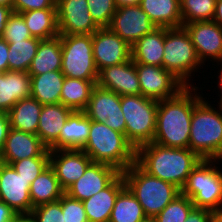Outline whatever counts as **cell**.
I'll list each match as a JSON object with an SVG mask.
<instances>
[{
	"label": "cell",
	"instance_id": "obj_11",
	"mask_svg": "<svg viewBox=\"0 0 222 222\" xmlns=\"http://www.w3.org/2000/svg\"><path fill=\"white\" fill-rule=\"evenodd\" d=\"M140 94L157 101L174 97L185 86L164 67L136 63Z\"/></svg>",
	"mask_w": 222,
	"mask_h": 222
},
{
	"label": "cell",
	"instance_id": "obj_30",
	"mask_svg": "<svg viewBox=\"0 0 222 222\" xmlns=\"http://www.w3.org/2000/svg\"><path fill=\"white\" fill-rule=\"evenodd\" d=\"M65 191L60 186L54 169L49 165L30 184L32 206L58 201Z\"/></svg>",
	"mask_w": 222,
	"mask_h": 222
},
{
	"label": "cell",
	"instance_id": "obj_5",
	"mask_svg": "<svg viewBox=\"0 0 222 222\" xmlns=\"http://www.w3.org/2000/svg\"><path fill=\"white\" fill-rule=\"evenodd\" d=\"M121 173L147 217H155L181 194L177 186L149 175L136 162Z\"/></svg>",
	"mask_w": 222,
	"mask_h": 222
},
{
	"label": "cell",
	"instance_id": "obj_34",
	"mask_svg": "<svg viewBox=\"0 0 222 222\" xmlns=\"http://www.w3.org/2000/svg\"><path fill=\"white\" fill-rule=\"evenodd\" d=\"M146 217L141 204L125 187L116 198L109 222H141Z\"/></svg>",
	"mask_w": 222,
	"mask_h": 222
},
{
	"label": "cell",
	"instance_id": "obj_13",
	"mask_svg": "<svg viewBox=\"0 0 222 222\" xmlns=\"http://www.w3.org/2000/svg\"><path fill=\"white\" fill-rule=\"evenodd\" d=\"M0 200L19 216H28L32 209L30 182L18 174L12 165L0 162Z\"/></svg>",
	"mask_w": 222,
	"mask_h": 222
},
{
	"label": "cell",
	"instance_id": "obj_35",
	"mask_svg": "<svg viewBox=\"0 0 222 222\" xmlns=\"http://www.w3.org/2000/svg\"><path fill=\"white\" fill-rule=\"evenodd\" d=\"M215 6L216 0H180L183 24L212 20Z\"/></svg>",
	"mask_w": 222,
	"mask_h": 222
},
{
	"label": "cell",
	"instance_id": "obj_12",
	"mask_svg": "<svg viewBox=\"0 0 222 222\" xmlns=\"http://www.w3.org/2000/svg\"><path fill=\"white\" fill-rule=\"evenodd\" d=\"M92 50L99 72L131 60V46L108 27L99 28L92 34Z\"/></svg>",
	"mask_w": 222,
	"mask_h": 222
},
{
	"label": "cell",
	"instance_id": "obj_46",
	"mask_svg": "<svg viewBox=\"0 0 222 222\" xmlns=\"http://www.w3.org/2000/svg\"><path fill=\"white\" fill-rule=\"evenodd\" d=\"M9 71L8 42L0 37V73Z\"/></svg>",
	"mask_w": 222,
	"mask_h": 222
},
{
	"label": "cell",
	"instance_id": "obj_41",
	"mask_svg": "<svg viewBox=\"0 0 222 222\" xmlns=\"http://www.w3.org/2000/svg\"><path fill=\"white\" fill-rule=\"evenodd\" d=\"M61 210L65 222H88L83 202L66 193L61 197Z\"/></svg>",
	"mask_w": 222,
	"mask_h": 222
},
{
	"label": "cell",
	"instance_id": "obj_36",
	"mask_svg": "<svg viewBox=\"0 0 222 222\" xmlns=\"http://www.w3.org/2000/svg\"><path fill=\"white\" fill-rule=\"evenodd\" d=\"M193 208L191 199L180 194L154 218L157 222H185Z\"/></svg>",
	"mask_w": 222,
	"mask_h": 222
},
{
	"label": "cell",
	"instance_id": "obj_49",
	"mask_svg": "<svg viewBox=\"0 0 222 222\" xmlns=\"http://www.w3.org/2000/svg\"><path fill=\"white\" fill-rule=\"evenodd\" d=\"M117 8L140 5L141 0H115Z\"/></svg>",
	"mask_w": 222,
	"mask_h": 222
},
{
	"label": "cell",
	"instance_id": "obj_52",
	"mask_svg": "<svg viewBox=\"0 0 222 222\" xmlns=\"http://www.w3.org/2000/svg\"><path fill=\"white\" fill-rule=\"evenodd\" d=\"M0 5L13 9V0H0Z\"/></svg>",
	"mask_w": 222,
	"mask_h": 222
},
{
	"label": "cell",
	"instance_id": "obj_7",
	"mask_svg": "<svg viewBox=\"0 0 222 222\" xmlns=\"http://www.w3.org/2000/svg\"><path fill=\"white\" fill-rule=\"evenodd\" d=\"M220 161L201 160L188 176L181 194L189 197L194 207L222 210V170L216 166Z\"/></svg>",
	"mask_w": 222,
	"mask_h": 222
},
{
	"label": "cell",
	"instance_id": "obj_32",
	"mask_svg": "<svg viewBox=\"0 0 222 222\" xmlns=\"http://www.w3.org/2000/svg\"><path fill=\"white\" fill-rule=\"evenodd\" d=\"M96 85L97 81L65 77L60 103L73 111H84Z\"/></svg>",
	"mask_w": 222,
	"mask_h": 222
},
{
	"label": "cell",
	"instance_id": "obj_24",
	"mask_svg": "<svg viewBox=\"0 0 222 222\" xmlns=\"http://www.w3.org/2000/svg\"><path fill=\"white\" fill-rule=\"evenodd\" d=\"M164 54V27H157L131 46L134 63L162 67Z\"/></svg>",
	"mask_w": 222,
	"mask_h": 222
},
{
	"label": "cell",
	"instance_id": "obj_43",
	"mask_svg": "<svg viewBox=\"0 0 222 222\" xmlns=\"http://www.w3.org/2000/svg\"><path fill=\"white\" fill-rule=\"evenodd\" d=\"M212 217V210L194 207L188 214V217L185 222H211Z\"/></svg>",
	"mask_w": 222,
	"mask_h": 222
},
{
	"label": "cell",
	"instance_id": "obj_25",
	"mask_svg": "<svg viewBox=\"0 0 222 222\" xmlns=\"http://www.w3.org/2000/svg\"><path fill=\"white\" fill-rule=\"evenodd\" d=\"M91 119L84 111H73L60 131V150H81L90 133Z\"/></svg>",
	"mask_w": 222,
	"mask_h": 222
},
{
	"label": "cell",
	"instance_id": "obj_45",
	"mask_svg": "<svg viewBox=\"0 0 222 222\" xmlns=\"http://www.w3.org/2000/svg\"><path fill=\"white\" fill-rule=\"evenodd\" d=\"M20 216L6 203L0 201V222H15Z\"/></svg>",
	"mask_w": 222,
	"mask_h": 222
},
{
	"label": "cell",
	"instance_id": "obj_47",
	"mask_svg": "<svg viewBox=\"0 0 222 222\" xmlns=\"http://www.w3.org/2000/svg\"><path fill=\"white\" fill-rule=\"evenodd\" d=\"M12 12V8L0 5V37L2 36L5 25L7 24L8 18Z\"/></svg>",
	"mask_w": 222,
	"mask_h": 222
},
{
	"label": "cell",
	"instance_id": "obj_54",
	"mask_svg": "<svg viewBox=\"0 0 222 222\" xmlns=\"http://www.w3.org/2000/svg\"><path fill=\"white\" fill-rule=\"evenodd\" d=\"M141 222H157L154 217H146L144 220Z\"/></svg>",
	"mask_w": 222,
	"mask_h": 222
},
{
	"label": "cell",
	"instance_id": "obj_17",
	"mask_svg": "<svg viewBox=\"0 0 222 222\" xmlns=\"http://www.w3.org/2000/svg\"><path fill=\"white\" fill-rule=\"evenodd\" d=\"M120 174L121 172L111 165L92 162L65 193L83 201L108 187Z\"/></svg>",
	"mask_w": 222,
	"mask_h": 222
},
{
	"label": "cell",
	"instance_id": "obj_42",
	"mask_svg": "<svg viewBox=\"0 0 222 222\" xmlns=\"http://www.w3.org/2000/svg\"><path fill=\"white\" fill-rule=\"evenodd\" d=\"M46 8H56V0H13V12L16 13Z\"/></svg>",
	"mask_w": 222,
	"mask_h": 222
},
{
	"label": "cell",
	"instance_id": "obj_37",
	"mask_svg": "<svg viewBox=\"0 0 222 222\" xmlns=\"http://www.w3.org/2000/svg\"><path fill=\"white\" fill-rule=\"evenodd\" d=\"M18 174L30 184L50 165V156H38L23 159L11 164Z\"/></svg>",
	"mask_w": 222,
	"mask_h": 222
},
{
	"label": "cell",
	"instance_id": "obj_40",
	"mask_svg": "<svg viewBox=\"0 0 222 222\" xmlns=\"http://www.w3.org/2000/svg\"><path fill=\"white\" fill-rule=\"evenodd\" d=\"M5 41H24L32 37L20 13L12 12L1 36Z\"/></svg>",
	"mask_w": 222,
	"mask_h": 222
},
{
	"label": "cell",
	"instance_id": "obj_10",
	"mask_svg": "<svg viewBox=\"0 0 222 222\" xmlns=\"http://www.w3.org/2000/svg\"><path fill=\"white\" fill-rule=\"evenodd\" d=\"M93 121L103 123L126 137V121L121 110V96L96 85L84 110Z\"/></svg>",
	"mask_w": 222,
	"mask_h": 222
},
{
	"label": "cell",
	"instance_id": "obj_16",
	"mask_svg": "<svg viewBox=\"0 0 222 222\" xmlns=\"http://www.w3.org/2000/svg\"><path fill=\"white\" fill-rule=\"evenodd\" d=\"M108 28L132 46L157 26L140 5H135L117 8Z\"/></svg>",
	"mask_w": 222,
	"mask_h": 222
},
{
	"label": "cell",
	"instance_id": "obj_1",
	"mask_svg": "<svg viewBox=\"0 0 222 222\" xmlns=\"http://www.w3.org/2000/svg\"><path fill=\"white\" fill-rule=\"evenodd\" d=\"M198 88L184 87L174 97L158 101L153 143L172 148H189L193 108L203 98Z\"/></svg>",
	"mask_w": 222,
	"mask_h": 222
},
{
	"label": "cell",
	"instance_id": "obj_4",
	"mask_svg": "<svg viewBox=\"0 0 222 222\" xmlns=\"http://www.w3.org/2000/svg\"><path fill=\"white\" fill-rule=\"evenodd\" d=\"M81 150L93 162L111 165L120 172L136 162V150L124 134L93 120L87 142Z\"/></svg>",
	"mask_w": 222,
	"mask_h": 222
},
{
	"label": "cell",
	"instance_id": "obj_50",
	"mask_svg": "<svg viewBox=\"0 0 222 222\" xmlns=\"http://www.w3.org/2000/svg\"><path fill=\"white\" fill-rule=\"evenodd\" d=\"M220 65H221V66H220V69H221V70L218 71V72H219V73H218L219 75H218V81H217L216 84H217V85L219 86V88H220V90H219L220 92H219V93H220V95H221V96H220V95L218 94V96H219V98H220V101H218V102H219V103H218V104H219L218 106H219L220 108H222V62H221ZM218 83H219V84H218Z\"/></svg>",
	"mask_w": 222,
	"mask_h": 222
},
{
	"label": "cell",
	"instance_id": "obj_20",
	"mask_svg": "<svg viewBox=\"0 0 222 222\" xmlns=\"http://www.w3.org/2000/svg\"><path fill=\"white\" fill-rule=\"evenodd\" d=\"M97 85L120 96L140 95L136 63L131 59L119 65L103 68L99 72Z\"/></svg>",
	"mask_w": 222,
	"mask_h": 222
},
{
	"label": "cell",
	"instance_id": "obj_22",
	"mask_svg": "<svg viewBox=\"0 0 222 222\" xmlns=\"http://www.w3.org/2000/svg\"><path fill=\"white\" fill-rule=\"evenodd\" d=\"M125 187L121 173L108 187L83 200L88 222H109L116 198Z\"/></svg>",
	"mask_w": 222,
	"mask_h": 222
},
{
	"label": "cell",
	"instance_id": "obj_9",
	"mask_svg": "<svg viewBox=\"0 0 222 222\" xmlns=\"http://www.w3.org/2000/svg\"><path fill=\"white\" fill-rule=\"evenodd\" d=\"M62 66L65 77L98 81L99 71L96 68L92 34L61 35Z\"/></svg>",
	"mask_w": 222,
	"mask_h": 222
},
{
	"label": "cell",
	"instance_id": "obj_21",
	"mask_svg": "<svg viewBox=\"0 0 222 222\" xmlns=\"http://www.w3.org/2000/svg\"><path fill=\"white\" fill-rule=\"evenodd\" d=\"M72 112L61 103L43 105L37 136L49 150H60V131Z\"/></svg>",
	"mask_w": 222,
	"mask_h": 222
},
{
	"label": "cell",
	"instance_id": "obj_27",
	"mask_svg": "<svg viewBox=\"0 0 222 222\" xmlns=\"http://www.w3.org/2000/svg\"><path fill=\"white\" fill-rule=\"evenodd\" d=\"M141 9L157 27H182L180 0H141Z\"/></svg>",
	"mask_w": 222,
	"mask_h": 222
},
{
	"label": "cell",
	"instance_id": "obj_48",
	"mask_svg": "<svg viewBox=\"0 0 222 222\" xmlns=\"http://www.w3.org/2000/svg\"><path fill=\"white\" fill-rule=\"evenodd\" d=\"M212 20L222 27V0H216L215 14Z\"/></svg>",
	"mask_w": 222,
	"mask_h": 222
},
{
	"label": "cell",
	"instance_id": "obj_44",
	"mask_svg": "<svg viewBox=\"0 0 222 222\" xmlns=\"http://www.w3.org/2000/svg\"><path fill=\"white\" fill-rule=\"evenodd\" d=\"M10 128L8 113L0 111V153L3 150Z\"/></svg>",
	"mask_w": 222,
	"mask_h": 222
},
{
	"label": "cell",
	"instance_id": "obj_26",
	"mask_svg": "<svg viewBox=\"0 0 222 222\" xmlns=\"http://www.w3.org/2000/svg\"><path fill=\"white\" fill-rule=\"evenodd\" d=\"M62 46L61 35L40 41L37 53L29 67L30 76L41 75L50 71L61 70Z\"/></svg>",
	"mask_w": 222,
	"mask_h": 222
},
{
	"label": "cell",
	"instance_id": "obj_14",
	"mask_svg": "<svg viewBox=\"0 0 222 222\" xmlns=\"http://www.w3.org/2000/svg\"><path fill=\"white\" fill-rule=\"evenodd\" d=\"M202 64L206 60L222 62V27L215 21H198L183 24ZM205 62V63H204ZM220 62V63H219Z\"/></svg>",
	"mask_w": 222,
	"mask_h": 222
},
{
	"label": "cell",
	"instance_id": "obj_39",
	"mask_svg": "<svg viewBox=\"0 0 222 222\" xmlns=\"http://www.w3.org/2000/svg\"><path fill=\"white\" fill-rule=\"evenodd\" d=\"M27 217L31 222H65L61 210V198L56 202L34 207Z\"/></svg>",
	"mask_w": 222,
	"mask_h": 222
},
{
	"label": "cell",
	"instance_id": "obj_18",
	"mask_svg": "<svg viewBox=\"0 0 222 222\" xmlns=\"http://www.w3.org/2000/svg\"><path fill=\"white\" fill-rule=\"evenodd\" d=\"M92 162L83 150H50V166L64 191L85 173Z\"/></svg>",
	"mask_w": 222,
	"mask_h": 222
},
{
	"label": "cell",
	"instance_id": "obj_2",
	"mask_svg": "<svg viewBox=\"0 0 222 222\" xmlns=\"http://www.w3.org/2000/svg\"><path fill=\"white\" fill-rule=\"evenodd\" d=\"M201 160L189 148H172L153 142L136 150V163L145 172L177 186L180 190Z\"/></svg>",
	"mask_w": 222,
	"mask_h": 222
},
{
	"label": "cell",
	"instance_id": "obj_19",
	"mask_svg": "<svg viewBox=\"0 0 222 222\" xmlns=\"http://www.w3.org/2000/svg\"><path fill=\"white\" fill-rule=\"evenodd\" d=\"M38 156H50V150L40 138L36 134L10 128L0 153V162L11 165L13 162Z\"/></svg>",
	"mask_w": 222,
	"mask_h": 222
},
{
	"label": "cell",
	"instance_id": "obj_15",
	"mask_svg": "<svg viewBox=\"0 0 222 222\" xmlns=\"http://www.w3.org/2000/svg\"><path fill=\"white\" fill-rule=\"evenodd\" d=\"M60 35L93 34L100 27L92 19L87 0H56Z\"/></svg>",
	"mask_w": 222,
	"mask_h": 222
},
{
	"label": "cell",
	"instance_id": "obj_29",
	"mask_svg": "<svg viewBox=\"0 0 222 222\" xmlns=\"http://www.w3.org/2000/svg\"><path fill=\"white\" fill-rule=\"evenodd\" d=\"M64 79L61 70L31 76V97L42 105L60 103Z\"/></svg>",
	"mask_w": 222,
	"mask_h": 222
},
{
	"label": "cell",
	"instance_id": "obj_8",
	"mask_svg": "<svg viewBox=\"0 0 222 222\" xmlns=\"http://www.w3.org/2000/svg\"><path fill=\"white\" fill-rule=\"evenodd\" d=\"M126 121V139L137 150L154 139L158 101L140 95L121 96Z\"/></svg>",
	"mask_w": 222,
	"mask_h": 222
},
{
	"label": "cell",
	"instance_id": "obj_23",
	"mask_svg": "<svg viewBox=\"0 0 222 222\" xmlns=\"http://www.w3.org/2000/svg\"><path fill=\"white\" fill-rule=\"evenodd\" d=\"M31 97V76L28 72L0 73V111L8 112L17 101Z\"/></svg>",
	"mask_w": 222,
	"mask_h": 222
},
{
	"label": "cell",
	"instance_id": "obj_3",
	"mask_svg": "<svg viewBox=\"0 0 222 222\" xmlns=\"http://www.w3.org/2000/svg\"><path fill=\"white\" fill-rule=\"evenodd\" d=\"M208 102L202 98L193 108L189 149L202 160H222V108Z\"/></svg>",
	"mask_w": 222,
	"mask_h": 222
},
{
	"label": "cell",
	"instance_id": "obj_53",
	"mask_svg": "<svg viewBox=\"0 0 222 222\" xmlns=\"http://www.w3.org/2000/svg\"><path fill=\"white\" fill-rule=\"evenodd\" d=\"M15 222H31L27 216H20Z\"/></svg>",
	"mask_w": 222,
	"mask_h": 222
},
{
	"label": "cell",
	"instance_id": "obj_6",
	"mask_svg": "<svg viewBox=\"0 0 222 222\" xmlns=\"http://www.w3.org/2000/svg\"><path fill=\"white\" fill-rule=\"evenodd\" d=\"M204 66L199 60L191 38L182 27H164V54L162 67L169 71L185 87L194 86L190 81L192 73Z\"/></svg>",
	"mask_w": 222,
	"mask_h": 222
},
{
	"label": "cell",
	"instance_id": "obj_51",
	"mask_svg": "<svg viewBox=\"0 0 222 222\" xmlns=\"http://www.w3.org/2000/svg\"><path fill=\"white\" fill-rule=\"evenodd\" d=\"M211 222H222V210L213 211V217Z\"/></svg>",
	"mask_w": 222,
	"mask_h": 222
},
{
	"label": "cell",
	"instance_id": "obj_38",
	"mask_svg": "<svg viewBox=\"0 0 222 222\" xmlns=\"http://www.w3.org/2000/svg\"><path fill=\"white\" fill-rule=\"evenodd\" d=\"M92 19L100 27H108L116 12L115 0H87Z\"/></svg>",
	"mask_w": 222,
	"mask_h": 222
},
{
	"label": "cell",
	"instance_id": "obj_33",
	"mask_svg": "<svg viewBox=\"0 0 222 222\" xmlns=\"http://www.w3.org/2000/svg\"><path fill=\"white\" fill-rule=\"evenodd\" d=\"M40 41L36 37L24 41H7L9 71L28 72Z\"/></svg>",
	"mask_w": 222,
	"mask_h": 222
},
{
	"label": "cell",
	"instance_id": "obj_31",
	"mask_svg": "<svg viewBox=\"0 0 222 222\" xmlns=\"http://www.w3.org/2000/svg\"><path fill=\"white\" fill-rule=\"evenodd\" d=\"M20 14L32 37L43 40L60 35L56 8L37 9Z\"/></svg>",
	"mask_w": 222,
	"mask_h": 222
},
{
	"label": "cell",
	"instance_id": "obj_28",
	"mask_svg": "<svg viewBox=\"0 0 222 222\" xmlns=\"http://www.w3.org/2000/svg\"><path fill=\"white\" fill-rule=\"evenodd\" d=\"M42 107L43 105L32 97L17 101L7 112L11 128L37 135Z\"/></svg>",
	"mask_w": 222,
	"mask_h": 222
}]
</instances>
